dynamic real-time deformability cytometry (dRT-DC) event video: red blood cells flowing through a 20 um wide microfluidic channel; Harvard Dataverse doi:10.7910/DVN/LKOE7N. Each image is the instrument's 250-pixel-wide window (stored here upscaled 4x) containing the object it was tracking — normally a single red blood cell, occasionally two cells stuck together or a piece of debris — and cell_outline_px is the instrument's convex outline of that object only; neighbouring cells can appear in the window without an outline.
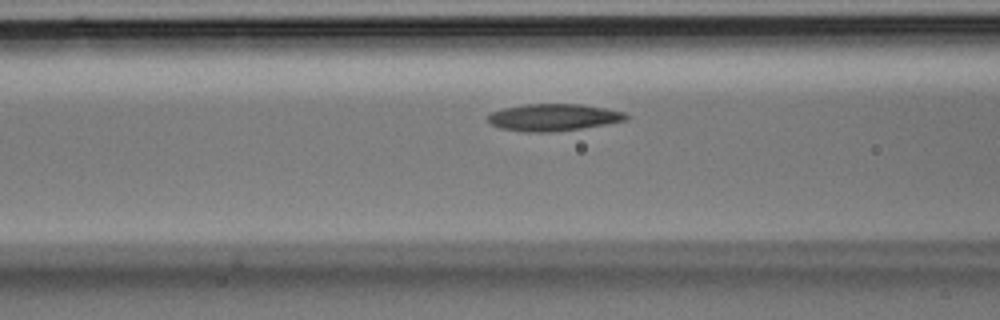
{"species": "Egyptian fruit bat (a non-hibernating species)", "species_latin": "Rousettus aegyptiacus", "temperature_condition": "room temperature", "stored_images_in_passage": 31, "camera_frame_rate_fps": 3000, "um_per_image_px": 0.085, "animal": {"sex": "male"}, "frame": {"image": 1, "passage_image": 9, "time_ms": 2.667, "image_size_px": [1000, 320], "cell_outline_px": [[628, 120], [608, 124], [552, 132], [524, 132], [500, 128], [492, 124], [484, 116], [492, 112], [504, 108], [524, 104], [580, 104], [604, 108], [624, 112], [628, 116]], "centroid_in_image_um": [47.02, 9.98], "position_along_channel_um": 119.6, "area_um2": 21.79}}
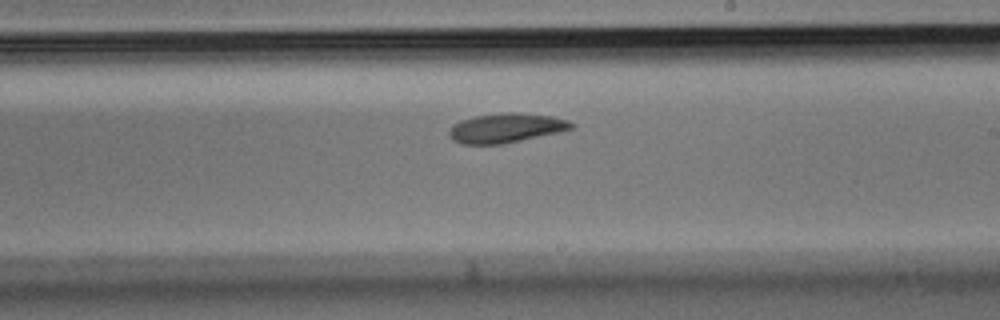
{"frame": {"image": 2, "passage_image": 16, "time_ms": 5.0, "image_size_px": [1000, 320], "cell_outline_px": [[576, 124], [572, 128], [560, 132], [500, 144], [460, 144], [452, 140], [448, 136], [448, 132], [452, 124], [460, 120], [476, 116], [508, 112], [516, 112], [552, 116], [568, 120]], "centroid_in_image_um": [42.98, 10.88], "position_along_channel_um": 246.0, "area_um2": 20.98}}
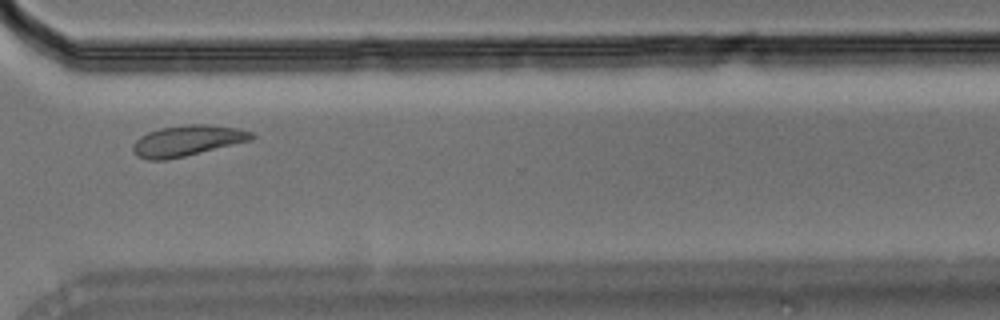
{"frame": {"image": 3, "passage_image": 22, "time_ms": 7.0, "image_size_px": [1000, 320], "cell_outline_px": [[256, 136], [252, 140], [184, 156], [164, 160], [148, 160], [136, 156], [132, 152], [132, 144], [140, 136], [148, 132], [160, 128], [188, 124], [204, 124], [236, 128], [252, 132]], "centroid_in_image_um": [15.88, 11.96], "position_along_channel_um": 354.7, "area_um2": 21.21}}